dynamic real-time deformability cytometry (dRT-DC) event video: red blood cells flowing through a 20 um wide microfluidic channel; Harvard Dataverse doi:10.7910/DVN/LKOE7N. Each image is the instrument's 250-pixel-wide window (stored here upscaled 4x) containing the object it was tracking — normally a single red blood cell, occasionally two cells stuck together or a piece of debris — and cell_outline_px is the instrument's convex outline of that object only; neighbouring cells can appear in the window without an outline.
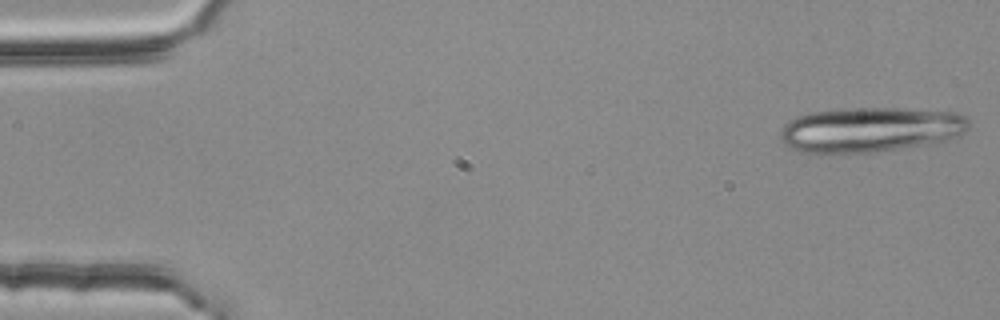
{"species": "common noctule bat (a hibernating species)", "species_latin": "Nyctalus noctula", "temperature_condition": "room temperature", "stored_images_in_passage": 17, "camera_frame_rate_fps": 3000, "um_per_image_px": 0.085, "animal": {"sex": "female", "body_mass_g": 25.1}, "frame": {"image": 1, "passage_image": 1, "time_ms": 0.0, "image_size_px": [1000, 320], "cell_outline_px": [[972, 124], [964, 132], [956, 136], [944, 140], [924, 144], [872, 152], [820, 156], [800, 152], [788, 148], [780, 140], [780, 128], [788, 120], [812, 112], [852, 108], [896, 108], [956, 112], [964, 116]], "centroid_in_image_um": [73.87, 11.05], "position_along_channel_um": 11.1, "area_um2": 50.05}}